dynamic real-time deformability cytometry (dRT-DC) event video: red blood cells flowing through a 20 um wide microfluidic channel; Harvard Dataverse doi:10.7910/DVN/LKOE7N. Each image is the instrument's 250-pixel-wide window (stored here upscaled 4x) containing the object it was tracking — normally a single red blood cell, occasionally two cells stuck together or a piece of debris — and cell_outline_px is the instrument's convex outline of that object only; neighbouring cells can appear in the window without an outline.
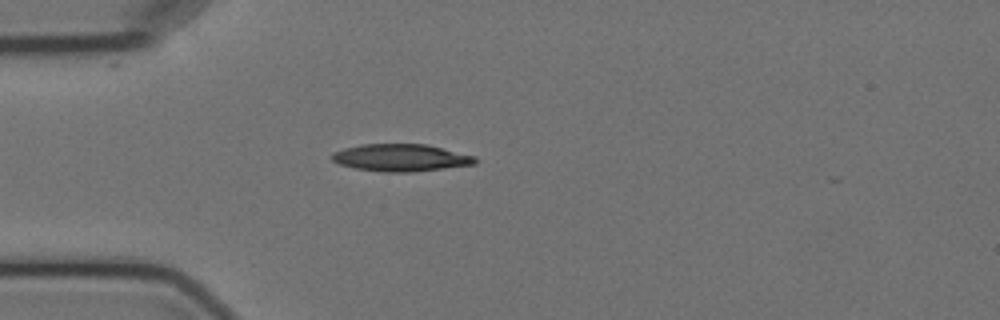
{"species": "Egyptian fruit bat (a non-hibernating species)", "species_latin": "Rousettus aegyptiacus", "temperature_condition": "cold", "stored_images_in_passage": 4, "camera_frame_rate_fps": 3000, "um_per_image_px": 0.085, "animal": {"sex": "female"}, "frame": {"image": 1, "passage_image": 3, "time_ms": 2.333, "image_size_px": [1000, 320], "cell_outline_px": [[476, 164], [412, 172], [384, 172], [356, 168], [340, 164], [332, 160], [332, 152], [344, 148], [360, 144], [424, 144], [476, 156]], "centroid_in_image_um": [34.06, 13.4], "position_along_channel_um": 50.9, "area_um2": 22.6}}